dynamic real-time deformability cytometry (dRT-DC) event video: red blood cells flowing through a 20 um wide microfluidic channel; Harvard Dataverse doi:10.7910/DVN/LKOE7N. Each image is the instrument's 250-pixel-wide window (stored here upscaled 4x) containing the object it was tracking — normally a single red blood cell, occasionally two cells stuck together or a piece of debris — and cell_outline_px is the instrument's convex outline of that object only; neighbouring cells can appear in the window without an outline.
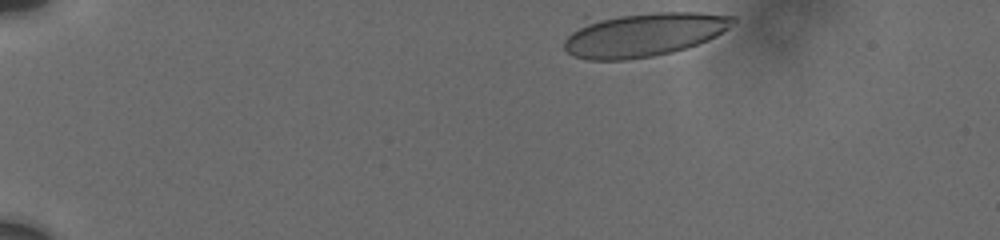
{"species": "human", "species_latin": "Homo sapiens", "temperature_condition": "cold", "stored_images_in_passage": 20, "camera_frame_rate_fps": 3000, "um_per_image_px": 0.085, "donor": {"sex": "male"}, "frame": {"image": 1, "passage_image": 1, "time_ms": 0.0, "image_size_px": [1000, 240], "cell_outline_px": [[736, 24], [716, 36], [708, 40], [672, 52], [652, 56], [624, 60], [588, 60], [572, 56], [564, 48], [564, 40], [584, 16], [656, 12], [700, 12], [736, 16]], "centroid_in_image_um": [54.61, 2.89], "position_along_channel_um": 30.4, "area_um2": 44.56}}
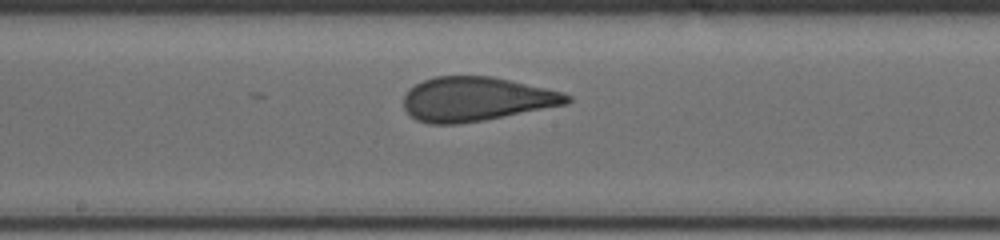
{"frame": {"image": 2, "passage_image": 11, "time_ms": 7.333, "image_size_px": [1000, 240], "cell_outline_px": [[572, 100], [568, 104], [484, 120], [456, 124], [428, 124], [416, 120], [404, 108], [404, 96], [408, 88], [424, 80], [436, 76], [492, 76], [564, 92], [572, 96]], "centroid_in_image_um": [40.48, 8.42], "position_along_channel_um": 207.7, "area_um2": 42.14}}
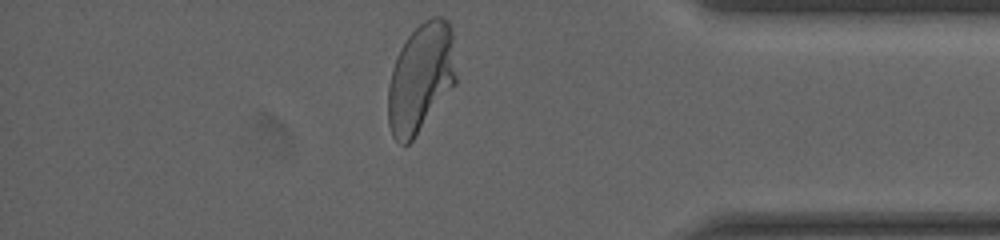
{"frame": {"image": 3, "passage_image": 20, "time_ms": 13.0, "image_size_px": [1000, 240], "cell_outline_px": [[456, 84], [412, 140], [408, 144], [400, 144], [392, 136], [388, 124], [388, 84], [392, 68], [396, 56], [400, 48], [408, 36], [424, 20], [432, 16], [440, 16], [448, 20], [452, 28], [456, 76]], "centroid_in_image_um": [35.76, 6.61], "position_along_channel_um": 399.4, "area_um2": 43.52}, "authors_computed_cell_mechanics": {"area_um2": 42.6853, "velocity_mm_per_s": 3.7281, "shape_relaxation_time_tau1_ms": 5.2114, "shape_relaxation_time_tau2_ms": null, "deformation_change_tau1": 0.1653, "deformation_change_tau2": null}}